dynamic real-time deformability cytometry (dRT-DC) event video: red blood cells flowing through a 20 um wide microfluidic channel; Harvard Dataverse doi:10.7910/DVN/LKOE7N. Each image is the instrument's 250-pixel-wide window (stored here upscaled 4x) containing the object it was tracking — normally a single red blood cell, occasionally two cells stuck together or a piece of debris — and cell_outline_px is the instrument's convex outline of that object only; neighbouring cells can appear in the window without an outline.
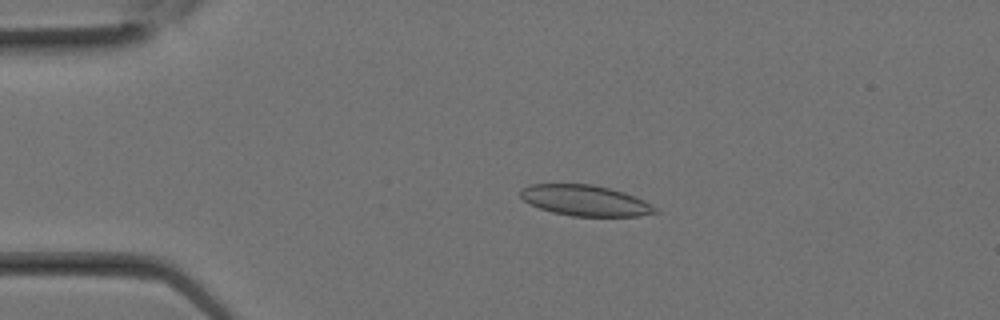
{"species": "Egyptian fruit bat (a non-hibernating species)", "species_latin": "Rousettus aegyptiacus", "temperature_condition": "room temperature", "stored_images_in_passage": 10, "camera_frame_rate_fps": 3000, "um_per_image_px": 0.085, "animal": {"sex": "female"}, "frame": {"image": 1, "passage_image": 6, "time_ms": 1.667, "image_size_px": [1000, 320], "cell_outline_px": [[660, 212], [640, 216], [572, 216], [552, 212], [540, 208], [524, 200], [520, 196], [520, 188], [528, 184], [592, 184], [612, 188], [624, 192], [644, 200], [656, 208]], "centroid_in_image_um": [49.75, 17.03], "position_along_channel_um": 35.3, "area_um2": 24.22}}
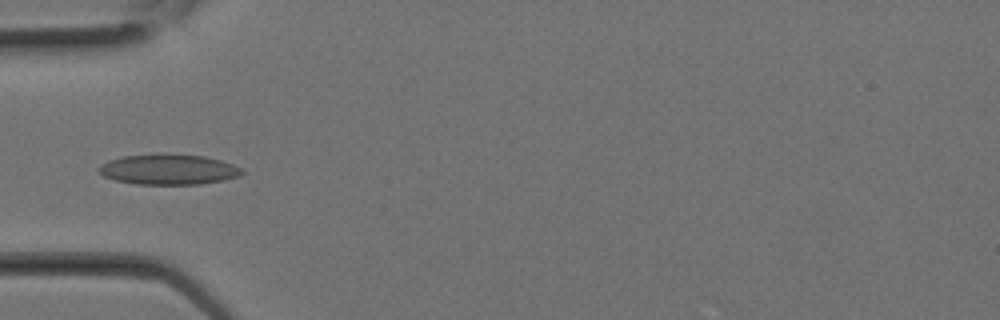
{"frame": {"image": 2, "passage_image": 9, "time_ms": 2.667, "image_size_px": [1000, 320], "cell_outline_px": [[244, 172], [240, 176], [224, 180], [200, 184], [136, 184], [116, 180], [104, 176], [96, 168], [100, 164], [108, 160], [124, 156], [160, 152], [164, 152], [204, 156], [220, 160], [232, 164], [240, 168]], "centroid_in_image_um": [14.3, 14.38], "position_along_channel_um": 70.7, "area_um2": 25.72}}